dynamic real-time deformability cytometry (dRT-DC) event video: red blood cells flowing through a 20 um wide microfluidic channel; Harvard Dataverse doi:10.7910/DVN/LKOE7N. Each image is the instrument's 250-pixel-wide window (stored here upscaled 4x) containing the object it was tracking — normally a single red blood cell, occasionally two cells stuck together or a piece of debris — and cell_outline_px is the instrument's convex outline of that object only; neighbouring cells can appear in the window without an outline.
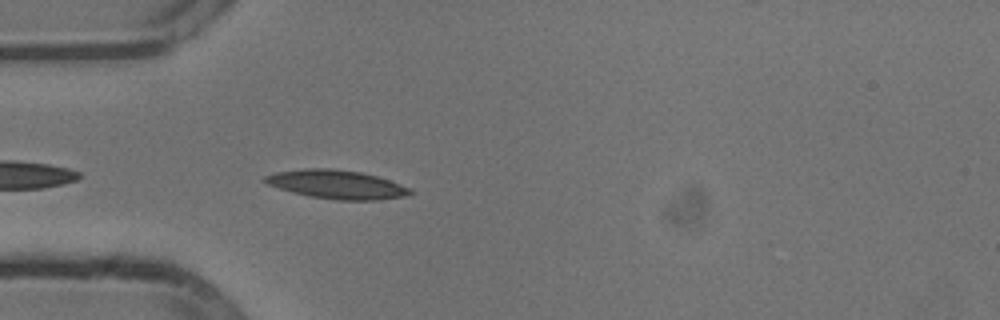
{"species": "common noctule bat (a hibernating species)", "species_latin": "Nyctalus noctula", "temperature_condition": "cold", "stored_images_in_passage": 26, "camera_frame_rate_fps": 3000, "um_per_image_px": 0.085, "animal": {"sex": "male", "body_mass_g": 13.3}, "frame": {"image": 1, "passage_image": 3, "time_ms": 0.667, "image_size_px": [1000, 320], "cell_outline_px": [[412, 192], [404, 196], [376, 200], [336, 200], [308, 196], [292, 192], [268, 184], [264, 180], [264, 176], [276, 172], [308, 168], [332, 168], [360, 172], [376, 176], [388, 180], [408, 188]], "centroid_in_image_um": [28.58, 15.68], "position_along_channel_um": 56.4, "area_um2": 23.87}}
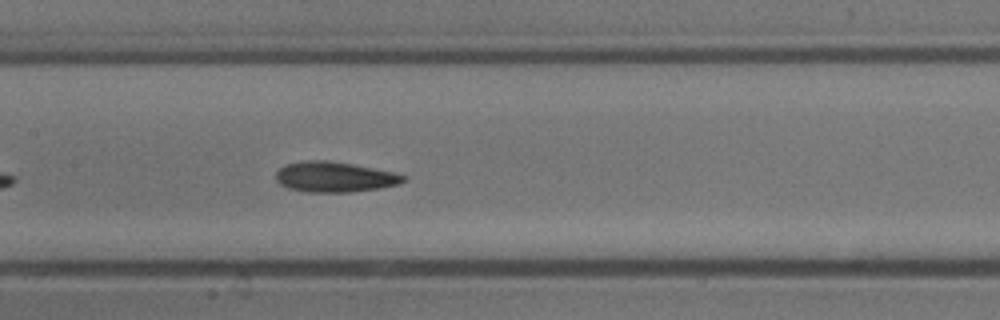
{"frame": {"image": 2, "passage_image": 13, "time_ms": 4.0, "image_size_px": [1000, 320], "cell_outline_px": [[404, 180], [400, 184], [380, 188], [352, 192], [308, 192], [288, 188], [280, 184], [276, 180], [276, 172], [284, 164], [308, 160], [328, 160], [352, 164], [396, 172], [404, 176]], "centroid_in_image_um": [28.43, 15.04], "position_along_channel_um": 179.0, "area_um2": 22.6}}
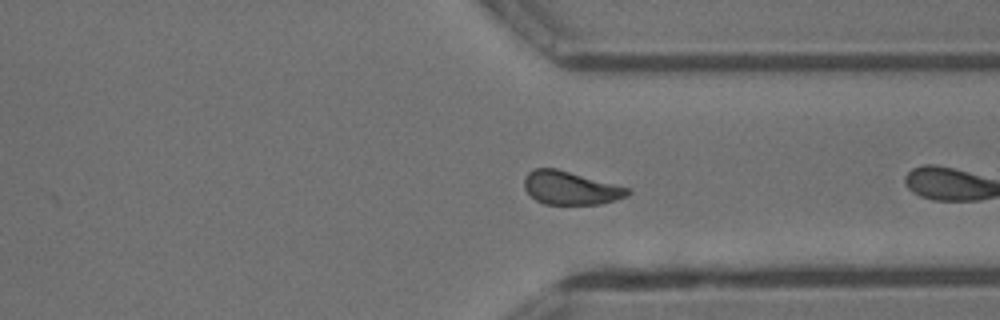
{"frame": {"image": 3, "passage_image": 25, "time_ms": 8.0, "image_size_px": [1000, 320], "cell_outline_px": [[632, 192], [628, 196], [616, 200], [600, 204], [544, 204], [536, 200], [524, 188], [524, 180], [528, 172], [536, 168], [556, 168], [628, 188]], "centroid_in_image_um": [48.49, 15.98], "position_along_channel_um": 362.9, "area_um2": 19.88}}